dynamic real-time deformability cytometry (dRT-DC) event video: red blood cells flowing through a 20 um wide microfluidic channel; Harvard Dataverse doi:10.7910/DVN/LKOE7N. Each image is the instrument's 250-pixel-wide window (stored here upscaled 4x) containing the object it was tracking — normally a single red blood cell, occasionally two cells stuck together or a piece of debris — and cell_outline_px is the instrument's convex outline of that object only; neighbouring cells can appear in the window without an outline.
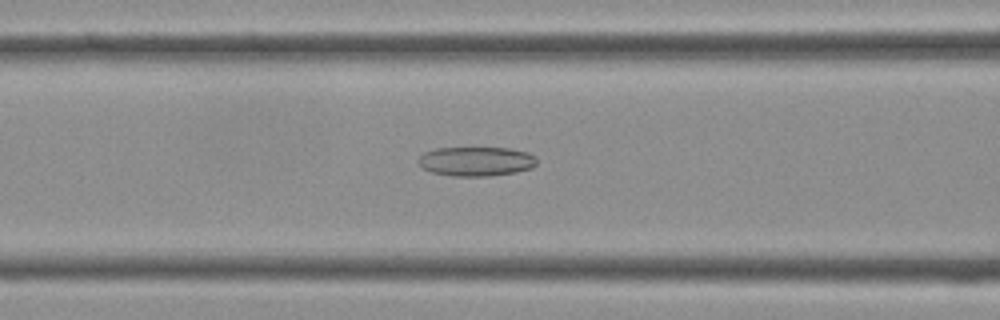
{"species": "Egyptian fruit bat (a non-hibernating species)", "species_latin": "Rousettus aegyptiacus", "temperature_condition": "cold", "stored_images_in_passage": 40, "camera_frame_rate_fps": 3000, "um_per_image_px": 0.085, "frame": {"image": 1, "passage_image": 16, "time_ms": 5.0, "image_size_px": [1000, 320], "cell_outline_px": [[536, 164], [532, 168], [516, 172], [488, 176], [452, 176], [432, 172], [424, 168], [416, 160], [424, 152], [436, 148], [512, 148], [528, 152], [536, 156]], "centroid_in_image_um": [40.49, 13.71], "position_along_channel_um": 126.1, "area_um2": 20.35}}
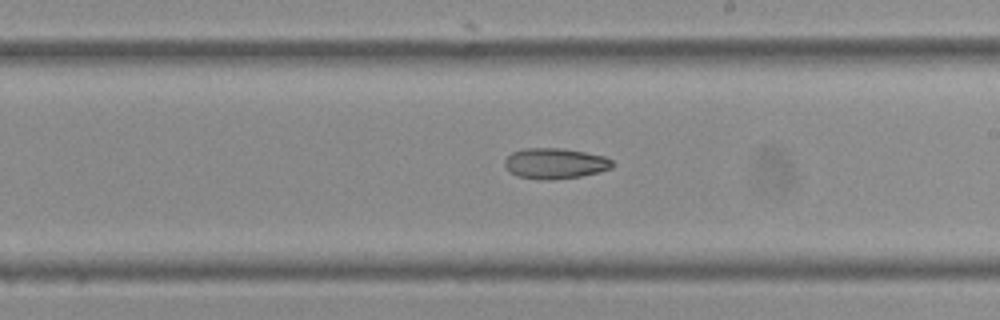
{"frame": {"image": 2, "passage_image": 23, "time_ms": 7.333, "image_size_px": [1000, 320], "cell_outline_px": [[616, 164], [612, 168], [600, 172], [580, 176], [552, 180], [544, 180], [516, 176], [508, 172], [504, 164], [504, 160], [512, 152], [524, 148], [564, 148], [604, 156], [612, 160]], "centroid_in_image_um": [47.18, 13.89], "position_along_channel_um": 241.8, "area_um2": 19.48}}
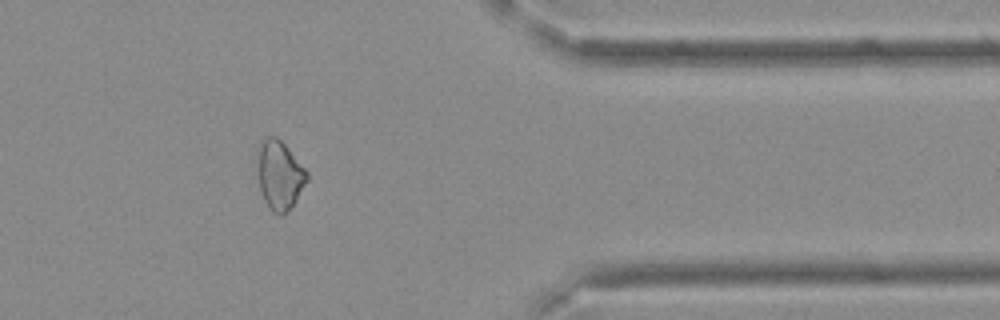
{"frame": {"image": 3, "passage_image": 33, "time_ms": 10.667, "image_size_px": [1000, 320], "cell_outline_px": [[308, 180], [296, 200], [284, 216], [280, 216], [272, 212], [268, 208], [260, 192], [256, 176], [256, 152], [260, 144], [268, 136], [276, 136], [288, 148], [308, 172]], "centroid_in_image_um": [23.72, 14.91], "position_along_channel_um": 387.7, "area_um2": 20.4}}